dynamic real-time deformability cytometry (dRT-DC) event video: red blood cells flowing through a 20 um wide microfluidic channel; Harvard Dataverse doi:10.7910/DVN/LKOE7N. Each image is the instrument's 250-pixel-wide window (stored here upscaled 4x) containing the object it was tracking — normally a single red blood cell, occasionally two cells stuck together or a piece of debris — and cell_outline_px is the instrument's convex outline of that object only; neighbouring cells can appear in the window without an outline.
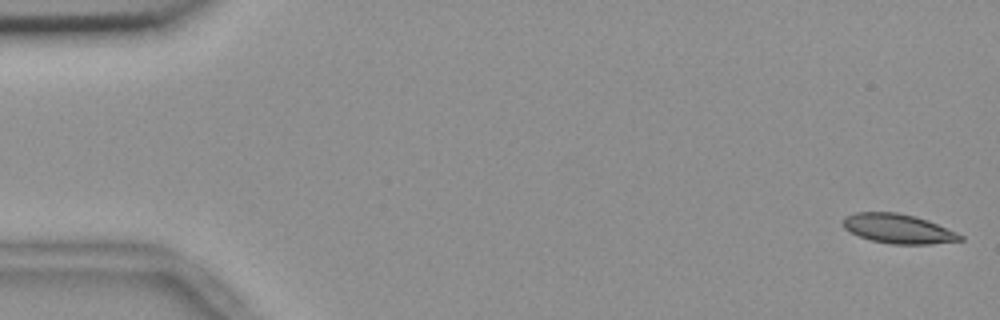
{"species": "common noctule bat (a hibernating species)", "species_latin": "Nyctalus noctula", "temperature_condition": "room temperature", "stored_images_in_passage": 6, "camera_frame_rate_fps": 3000, "um_per_image_px": 0.085, "animal": {"sex": "female", "body_mass_g": 18.4}, "frame": {"image": 1, "passage_image": 1, "time_ms": 0.0, "image_size_px": [1000, 320], "cell_outline_px": [[964, 240], [932, 244], [892, 244], [872, 240], [860, 236], [844, 228], [840, 224], [840, 220], [844, 216], [856, 212], [896, 212], [916, 216], [928, 220], [956, 232], [964, 236]], "centroid_in_image_um": [76.33, 19.43], "position_along_channel_um": 8.7, "area_um2": 20.23}}